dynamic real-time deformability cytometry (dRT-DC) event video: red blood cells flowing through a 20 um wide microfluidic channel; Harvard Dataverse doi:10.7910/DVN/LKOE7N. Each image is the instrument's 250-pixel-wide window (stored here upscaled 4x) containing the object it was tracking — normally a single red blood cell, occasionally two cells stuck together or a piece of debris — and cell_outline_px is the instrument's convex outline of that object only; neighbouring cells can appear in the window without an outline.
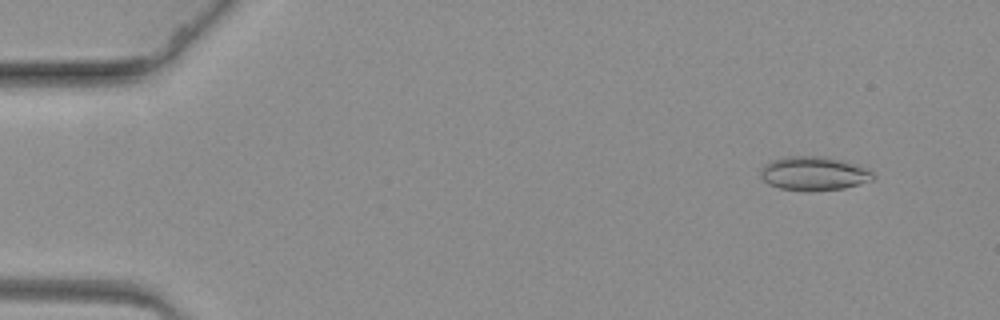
{"species": "common noctule bat (a hibernating species)", "species_latin": "Nyctalus noctula", "temperature_condition": "warm", "stored_images_in_passage": 63, "camera_frame_rate_fps": 3000, "um_per_image_px": 0.085, "animal": {"sex": "female", "body_mass_g": 19.3, "forearm_length_mm": 54.1}, "frame": {"image": 1, "passage_image": 6, "time_ms": 1.667, "image_size_px": [1000, 320], "cell_outline_px": [[876, 176], [872, 180], [860, 184], [844, 188], [812, 192], [804, 192], [780, 188], [768, 184], [760, 176], [760, 168], [764, 164], [772, 160], [784, 156], [828, 156], [844, 160], [868, 168]], "centroid_in_image_um": [69.18, 14.75], "position_along_channel_um": 15.8, "area_um2": 22.83}}
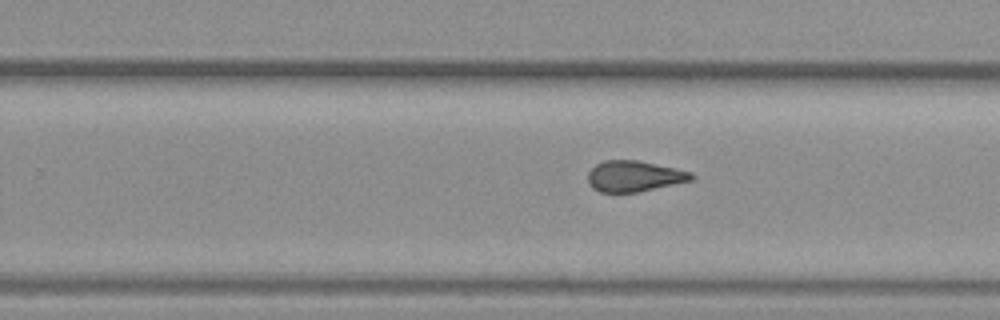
{"frame": {"image": 2, "passage_image": 40, "time_ms": 13.0, "image_size_px": [1000, 320], "cell_outline_px": [[696, 176], [692, 180], [636, 192], [600, 192], [592, 188], [588, 184], [588, 172], [596, 164], [604, 160], [636, 160], [676, 168], [692, 172]], "centroid_in_image_um": [53.89, 14.97], "position_along_channel_um": 275.9, "area_um2": 18.55}}
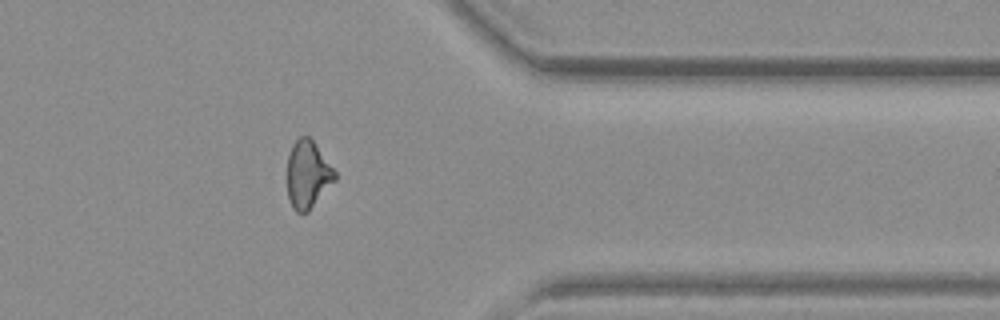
{"frame": {"image": 3, "passage_image": 51, "time_ms": 16.667, "image_size_px": [1000, 320], "cell_outline_px": [[336, 180], [308, 212], [296, 212], [292, 208], [288, 196], [288, 156], [292, 144], [300, 136], [308, 136], [316, 144], [336, 172]], "centroid_in_image_um": [26.16, 14.83], "position_along_channel_um": 385.2, "area_um2": 18.73}}